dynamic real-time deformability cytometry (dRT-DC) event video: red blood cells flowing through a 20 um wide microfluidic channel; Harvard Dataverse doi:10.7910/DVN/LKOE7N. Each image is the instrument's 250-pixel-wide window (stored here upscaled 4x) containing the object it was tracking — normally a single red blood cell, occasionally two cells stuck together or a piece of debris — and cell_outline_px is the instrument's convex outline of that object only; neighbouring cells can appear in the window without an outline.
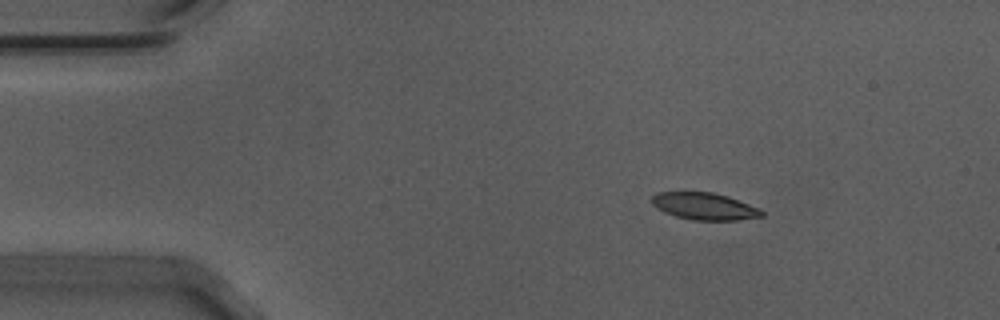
{"species": "Egyptian fruit bat (a non-hibernating species)", "species_latin": "Rousettus aegyptiacus", "temperature_condition": "warm", "stored_images_in_passage": 56, "camera_frame_rate_fps": 3000, "um_per_image_px": 0.085, "animal": {"sex": "male"}, "frame": {"image": 1, "passage_image": 9, "time_ms": 2.667, "image_size_px": [1000, 320], "cell_outline_px": [[764, 216], [736, 220], [692, 220], [676, 216], [664, 212], [656, 208], [652, 204], [652, 196], [656, 192], [712, 192], [728, 196], [760, 208], [764, 212]], "centroid_in_image_um": [59.88, 17.53], "position_along_channel_um": 25.1, "area_um2": 17.4}}
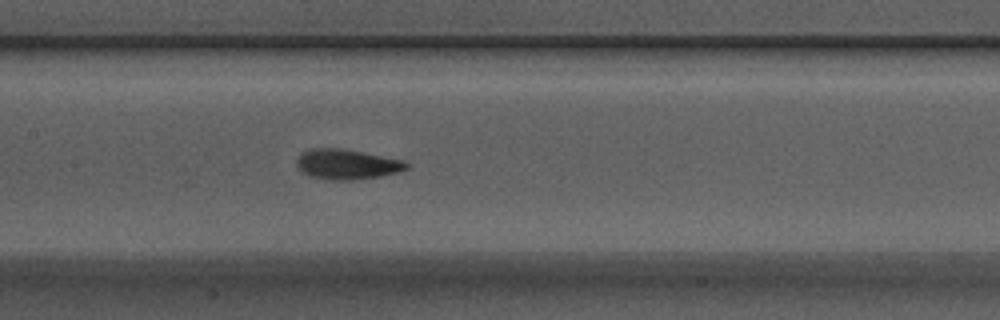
{"frame": {"image": 2, "passage_image": 27, "time_ms": 8.667, "image_size_px": [1000, 320], "cell_outline_px": [[412, 164], [408, 168], [400, 172], [380, 176], [352, 180], [328, 180], [308, 176], [300, 172], [296, 164], [296, 156], [300, 152], [312, 148], [344, 148], [404, 160]], "centroid_in_image_um": [29.47, 13.96], "position_along_channel_um": 177.9, "area_um2": 19.83}}
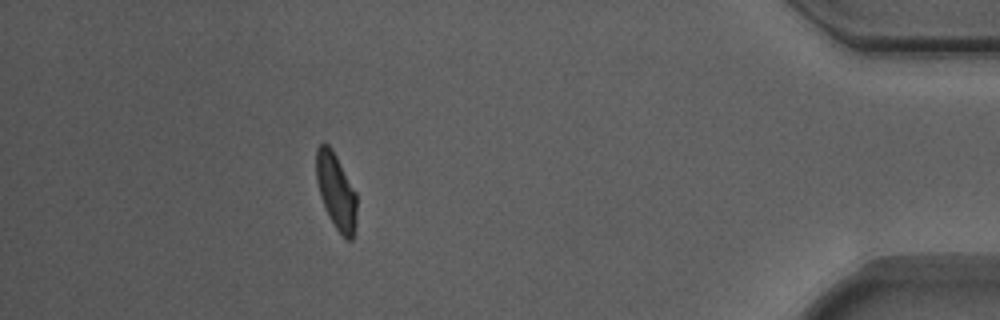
{"frame": {"image": 3, "passage_image": 50, "time_ms": 16.333, "image_size_px": [1000, 320], "cell_outline_px": [[356, 228], [352, 240], [344, 240], [328, 216], [324, 208], [320, 196], [316, 180], [316, 148], [320, 144], [328, 144], [332, 148], [356, 192]], "centroid_in_image_um": [28.57, 16.29], "position_along_channel_um": 406.6, "area_um2": 18.15}, "authors_computed_cell_mechanics": {"area_um2": 18.1492, "velocity_mm_per_s": 3.6998, "shape_relaxation_time_tau1_ms": 4.5892, "shape_relaxation_time_tau2_ms": 1.5381, "deformation_change_tau1": 0.1403, "deformation_change_tau2": 0.0646}}